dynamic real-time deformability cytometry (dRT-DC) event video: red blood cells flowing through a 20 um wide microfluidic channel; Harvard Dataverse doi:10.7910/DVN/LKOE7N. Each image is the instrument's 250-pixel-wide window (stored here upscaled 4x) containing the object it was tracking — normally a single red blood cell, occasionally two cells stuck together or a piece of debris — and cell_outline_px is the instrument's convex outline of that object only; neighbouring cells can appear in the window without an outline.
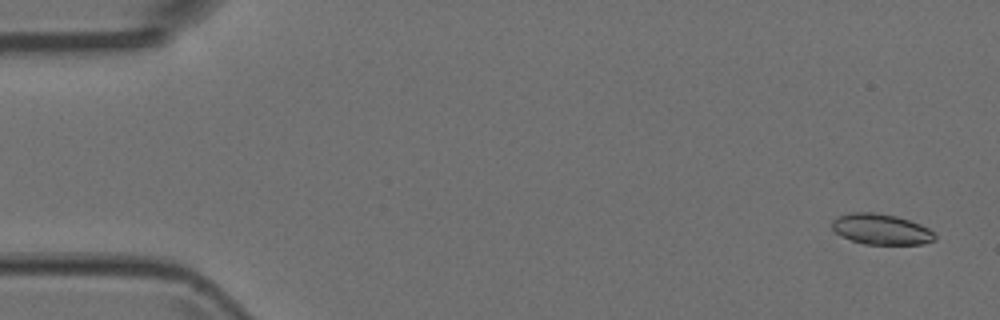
{"species": "Egyptian fruit bat (a non-hibernating species)", "species_latin": "Rousettus aegyptiacus", "temperature_condition": "room temperature", "stored_images_in_passage": 4, "camera_frame_rate_fps": 3000, "um_per_image_px": 0.085, "animal": {"sex": "female"}, "frame": {"image": 1, "passage_image": 1, "time_ms": 0.0, "image_size_px": [1000, 320], "cell_outline_px": [[936, 240], [924, 244], [864, 244], [852, 240], [836, 232], [832, 228], [832, 220], [836, 216], [852, 212], [872, 212], [896, 216], [920, 224], [928, 228], [936, 236]], "centroid_in_image_um": [74.9, 19.48], "position_along_channel_um": 10.1, "area_um2": 18.26}}
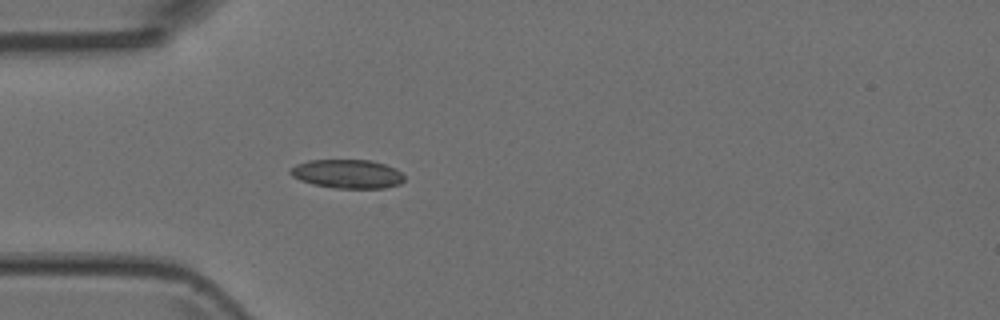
{"frame": {"image": 2, "passage_image": 4, "time_ms": 1.0, "image_size_px": [1000, 320], "cell_outline_px": [[404, 180], [400, 184], [384, 188], [336, 188], [312, 184], [300, 180], [292, 176], [288, 172], [288, 168], [296, 164], [308, 160], [368, 160], [384, 164], [396, 168], [404, 176]], "centroid_in_image_um": [29.49, 14.78], "position_along_channel_um": 55.5, "area_um2": 19.25}}